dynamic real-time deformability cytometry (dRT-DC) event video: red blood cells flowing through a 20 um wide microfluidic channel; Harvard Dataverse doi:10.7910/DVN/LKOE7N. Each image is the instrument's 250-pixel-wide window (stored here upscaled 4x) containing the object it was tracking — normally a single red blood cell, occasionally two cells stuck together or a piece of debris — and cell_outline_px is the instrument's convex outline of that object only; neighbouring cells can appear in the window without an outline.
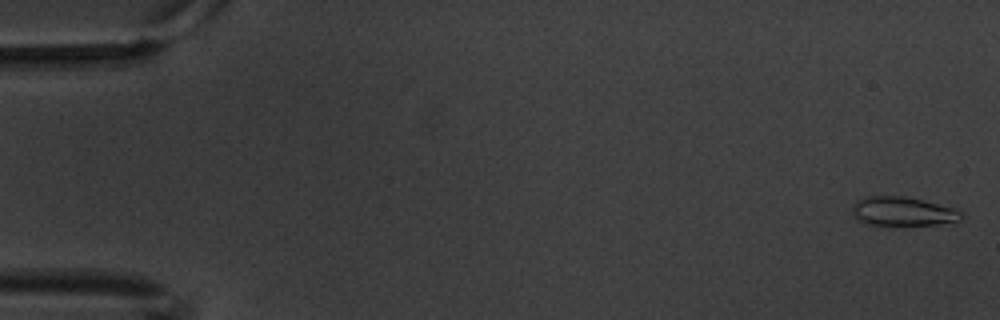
{"species": "common noctule bat (a hibernating species)", "species_latin": "Nyctalus noctula", "temperature_condition": "warm", "stored_images_in_passage": 6, "camera_frame_rate_fps": 3000, "um_per_image_px": 0.085, "animal": {"sex": "male", "body_mass_g": 20.1, "forearm_length_mm": 53.5}, "frame": {"image": 1, "passage_image": 1, "time_ms": 0.0, "image_size_px": [1000, 320], "cell_outline_px": [[964, 216], [960, 220], [936, 224], [904, 228], [864, 224], [856, 220], [852, 212], [852, 208], [856, 200], [868, 196], [904, 196], [956, 208], [964, 212]], "centroid_in_image_um": [76.72, 18.02], "position_along_channel_um": 8.3, "area_um2": 19.36}}
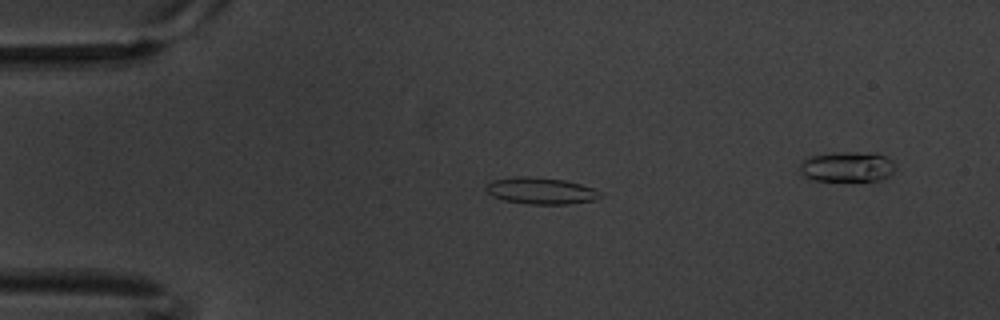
{"frame": {"image": 2, "passage_image": 4, "time_ms": 1.0, "image_size_px": [1000, 320], "cell_outline_px": [[604, 196], [596, 200], [568, 204], [528, 204], [504, 200], [492, 196], [484, 188], [488, 180], [512, 176], [536, 176], [564, 180], [580, 184], [592, 188], [600, 192]], "centroid_in_image_um": [45.93, 16.2], "position_along_channel_um": 39.1, "area_um2": 18.09}}